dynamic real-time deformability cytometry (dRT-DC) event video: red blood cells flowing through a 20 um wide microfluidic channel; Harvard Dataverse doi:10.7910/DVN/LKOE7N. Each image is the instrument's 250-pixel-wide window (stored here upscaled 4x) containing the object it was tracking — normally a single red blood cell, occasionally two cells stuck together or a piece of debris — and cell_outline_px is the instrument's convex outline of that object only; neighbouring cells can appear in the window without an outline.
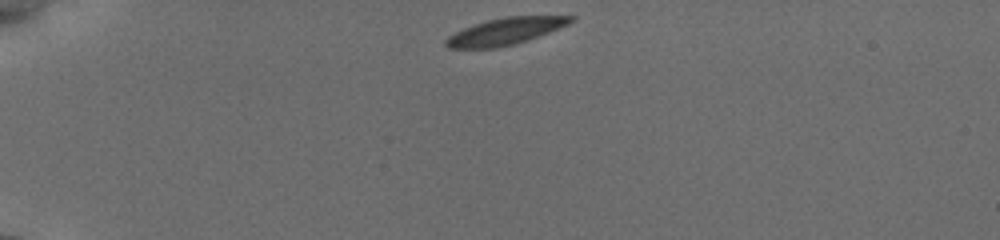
{"species": "common noctule bat (a hibernating species)", "species_latin": "Nyctalus noctula", "temperature_condition": "cold", "stored_images_in_passage": 49, "camera_frame_rate_fps": 3000, "um_per_image_px": 0.085, "animal": {"sex": "female", "body_mass_g": 19.5, "forearm_length_mm": 54.1}, "frame": {"image": 1, "passage_image": 1, "time_ms": 0.0, "image_size_px": [1000, 240], "cell_outline_px": [[576, 16], [568, 24], [528, 40], [516, 44], [496, 48], [448, 48], [444, 44], [444, 40], [448, 36], [464, 28], [488, 20], [504, 16]], "centroid_in_image_um": [42.91, 2.67], "position_along_channel_um": 42.1, "area_um2": 19.31}}
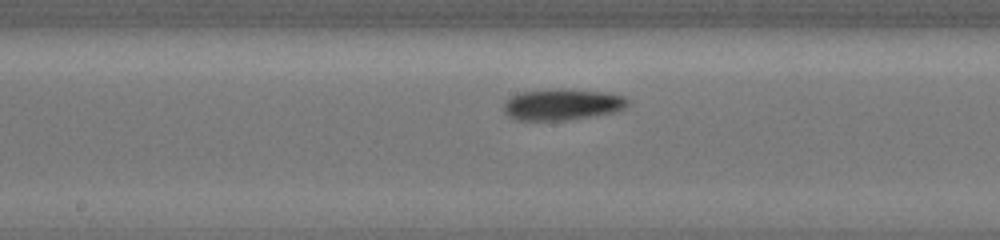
{"frame": {"image": 2, "passage_image": 21, "time_ms": 5.667, "image_size_px": [1000, 240], "cell_outline_px": [[628, 104], [620, 112], [564, 120], [516, 120], [508, 116], [504, 112], [504, 104], [512, 96], [520, 92], [556, 88], [564, 88], [608, 92], [624, 96], [628, 100]], "centroid_in_image_um": [47.83, 8.87], "position_along_channel_um": 200.4, "area_um2": 22.89}}
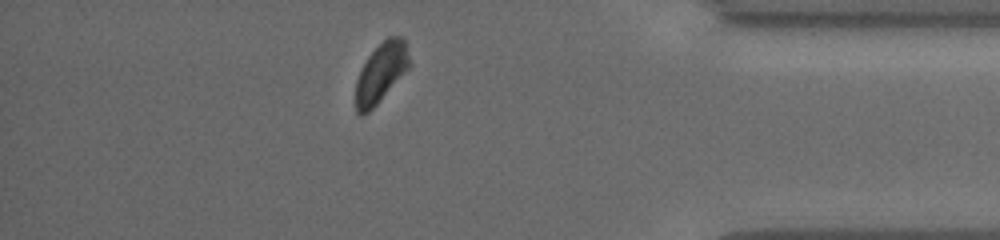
{"frame": {"image": 3, "passage_image": 42, "time_ms": 11.667, "image_size_px": [1000, 240], "cell_outline_px": [[412, 64], [376, 104], [368, 112], [356, 112], [356, 80], [368, 56], [388, 36], [404, 36]], "centroid_in_image_um": [32.43, 6.11], "position_along_channel_um": 402.8, "area_um2": 18.21}, "authors_computed_cell_mechanics": {"area_um2": 20.1722, "velocity_mm_per_s": 3.77, "shape_relaxation_time_tau1_ms": 2.6434, "shape_relaxation_time_tau2_ms": null, "deformation_change_tau1": 0.1038, "deformation_change_tau2": null}}